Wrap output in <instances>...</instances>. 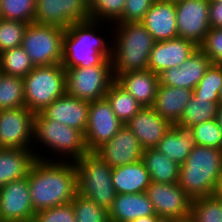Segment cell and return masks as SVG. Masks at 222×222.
Returning a JSON list of instances; mask_svg holds the SVG:
<instances>
[{
	"label": "cell",
	"instance_id": "cell-36",
	"mask_svg": "<svg viewBox=\"0 0 222 222\" xmlns=\"http://www.w3.org/2000/svg\"><path fill=\"white\" fill-rule=\"evenodd\" d=\"M72 206L76 222H110L108 211L82 194H76Z\"/></svg>",
	"mask_w": 222,
	"mask_h": 222
},
{
	"label": "cell",
	"instance_id": "cell-47",
	"mask_svg": "<svg viewBox=\"0 0 222 222\" xmlns=\"http://www.w3.org/2000/svg\"><path fill=\"white\" fill-rule=\"evenodd\" d=\"M178 220L172 218H159L158 222H177Z\"/></svg>",
	"mask_w": 222,
	"mask_h": 222
},
{
	"label": "cell",
	"instance_id": "cell-28",
	"mask_svg": "<svg viewBox=\"0 0 222 222\" xmlns=\"http://www.w3.org/2000/svg\"><path fill=\"white\" fill-rule=\"evenodd\" d=\"M142 161L147 168L151 181L158 183H177L180 165L171 161L155 148L146 149L142 154Z\"/></svg>",
	"mask_w": 222,
	"mask_h": 222
},
{
	"label": "cell",
	"instance_id": "cell-41",
	"mask_svg": "<svg viewBox=\"0 0 222 222\" xmlns=\"http://www.w3.org/2000/svg\"><path fill=\"white\" fill-rule=\"evenodd\" d=\"M33 222H76L72 202L35 213Z\"/></svg>",
	"mask_w": 222,
	"mask_h": 222
},
{
	"label": "cell",
	"instance_id": "cell-10",
	"mask_svg": "<svg viewBox=\"0 0 222 222\" xmlns=\"http://www.w3.org/2000/svg\"><path fill=\"white\" fill-rule=\"evenodd\" d=\"M35 114L25 106L0 110L1 147L32 149Z\"/></svg>",
	"mask_w": 222,
	"mask_h": 222
},
{
	"label": "cell",
	"instance_id": "cell-19",
	"mask_svg": "<svg viewBox=\"0 0 222 222\" xmlns=\"http://www.w3.org/2000/svg\"><path fill=\"white\" fill-rule=\"evenodd\" d=\"M209 58L198 48L180 67L159 73L160 85L193 90L210 67Z\"/></svg>",
	"mask_w": 222,
	"mask_h": 222
},
{
	"label": "cell",
	"instance_id": "cell-34",
	"mask_svg": "<svg viewBox=\"0 0 222 222\" xmlns=\"http://www.w3.org/2000/svg\"><path fill=\"white\" fill-rule=\"evenodd\" d=\"M190 219L193 222H222V200L215 195L192 200Z\"/></svg>",
	"mask_w": 222,
	"mask_h": 222
},
{
	"label": "cell",
	"instance_id": "cell-52",
	"mask_svg": "<svg viewBox=\"0 0 222 222\" xmlns=\"http://www.w3.org/2000/svg\"><path fill=\"white\" fill-rule=\"evenodd\" d=\"M210 1H218V2H222V0H210Z\"/></svg>",
	"mask_w": 222,
	"mask_h": 222
},
{
	"label": "cell",
	"instance_id": "cell-44",
	"mask_svg": "<svg viewBox=\"0 0 222 222\" xmlns=\"http://www.w3.org/2000/svg\"><path fill=\"white\" fill-rule=\"evenodd\" d=\"M159 218L160 217L158 215H150V216H144V217L137 218V219L132 220L130 222H158Z\"/></svg>",
	"mask_w": 222,
	"mask_h": 222
},
{
	"label": "cell",
	"instance_id": "cell-39",
	"mask_svg": "<svg viewBox=\"0 0 222 222\" xmlns=\"http://www.w3.org/2000/svg\"><path fill=\"white\" fill-rule=\"evenodd\" d=\"M190 128L194 132L196 145L222 149V129L216 119L202 122Z\"/></svg>",
	"mask_w": 222,
	"mask_h": 222
},
{
	"label": "cell",
	"instance_id": "cell-7",
	"mask_svg": "<svg viewBox=\"0 0 222 222\" xmlns=\"http://www.w3.org/2000/svg\"><path fill=\"white\" fill-rule=\"evenodd\" d=\"M23 82L25 107L34 113L66 94V73L62 64L36 66Z\"/></svg>",
	"mask_w": 222,
	"mask_h": 222
},
{
	"label": "cell",
	"instance_id": "cell-4",
	"mask_svg": "<svg viewBox=\"0 0 222 222\" xmlns=\"http://www.w3.org/2000/svg\"><path fill=\"white\" fill-rule=\"evenodd\" d=\"M33 142L32 149H34L33 152L39 160H60L62 162H69L70 160V162H75L88 153L83 132L57 121L46 119L40 113L35 114ZM42 146L45 148H42ZM38 148H42L43 150H37ZM46 149L50 150L51 154L50 151L48 154ZM42 151L43 153L45 151V154L47 153L46 155L48 156L46 157L45 154L42 155ZM52 154H54L53 157L55 156L54 159L52 156L50 157ZM56 156L59 157L56 158Z\"/></svg>",
	"mask_w": 222,
	"mask_h": 222
},
{
	"label": "cell",
	"instance_id": "cell-11",
	"mask_svg": "<svg viewBox=\"0 0 222 222\" xmlns=\"http://www.w3.org/2000/svg\"><path fill=\"white\" fill-rule=\"evenodd\" d=\"M123 126L106 97L90 102L84 133L88 152H95L112 139Z\"/></svg>",
	"mask_w": 222,
	"mask_h": 222
},
{
	"label": "cell",
	"instance_id": "cell-49",
	"mask_svg": "<svg viewBox=\"0 0 222 222\" xmlns=\"http://www.w3.org/2000/svg\"><path fill=\"white\" fill-rule=\"evenodd\" d=\"M177 222H193L190 218L184 220H178Z\"/></svg>",
	"mask_w": 222,
	"mask_h": 222
},
{
	"label": "cell",
	"instance_id": "cell-14",
	"mask_svg": "<svg viewBox=\"0 0 222 222\" xmlns=\"http://www.w3.org/2000/svg\"><path fill=\"white\" fill-rule=\"evenodd\" d=\"M210 0H181L176 5L178 37L199 46L210 29Z\"/></svg>",
	"mask_w": 222,
	"mask_h": 222
},
{
	"label": "cell",
	"instance_id": "cell-35",
	"mask_svg": "<svg viewBox=\"0 0 222 222\" xmlns=\"http://www.w3.org/2000/svg\"><path fill=\"white\" fill-rule=\"evenodd\" d=\"M1 19L34 22L36 0H0Z\"/></svg>",
	"mask_w": 222,
	"mask_h": 222
},
{
	"label": "cell",
	"instance_id": "cell-45",
	"mask_svg": "<svg viewBox=\"0 0 222 222\" xmlns=\"http://www.w3.org/2000/svg\"><path fill=\"white\" fill-rule=\"evenodd\" d=\"M214 195L222 200V176L218 180L216 191H215Z\"/></svg>",
	"mask_w": 222,
	"mask_h": 222
},
{
	"label": "cell",
	"instance_id": "cell-18",
	"mask_svg": "<svg viewBox=\"0 0 222 222\" xmlns=\"http://www.w3.org/2000/svg\"><path fill=\"white\" fill-rule=\"evenodd\" d=\"M197 49L198 46L195 43L181 37L155 42L150 54L148 70L159 74L164 70L180 67Z\"/></svg>",
	"mask_w": 222,
	"mask_h": 222
},
{
	"label": "cell",
	"instance_id": "cell-13",
	"mask_svg": "<svg viewBox=\"0 0 222 222\" xmlns=\"http://www.w3.org/2000/svg\"><path fill=\"white\" fill-rule=\"evenodd\" d=\"M88 20L89 8L82 0H36L35 23L66 30L73 23Z\"/></svg>",
	"mask_w": 222,
	"mask_h": 222
},
{
	"label": "cell",
	"instance_id": "cell-51",
	"mask_svg": "<svg viewBox=\"0 0 222 222\" xmlns=\"http://www.w3.org/2000/svg\"><path fill=\"white\" fill-rule=\"evenodd\" d=\"M164 1H169V2H174V3H176V2L181 1V0H164Z\"/></svg>",
	"mask_w": 222,
	"mask_h": 222
},
{
	"label": "cell",
	"instance_id": "cell-46",
	"mask_svg": "<svg viewBox=\"0 0 222 222\" xmlns=\"http://www.w3.org/2000/svg\"><path fill=\"white\" fill-rule=\"evenodd\" d=\"M216 120L220 128L222 129V105H219L217 110Z\"/></svg>",
	"mask_w": 222,
	"mask_h": 222
},
{
	"label": "cell",
	"instance_id": "cell-43",
	"mask_svg": "<svg viewBox=\"0 0 222 222\" xmlns=\"http://www.w3.org/2000/svg\"><path fill=\"white\" fill-rule=\"evenodd\" d=\"M209 22L210 27L222 28V2L210 1Z\"/></svg>",
	"mask_w": 222,
	"mask_h": 222
},
{
	"label": "cell",
	"instance_id": "cell-5",
	"mask_svg": "<svg viewBox=\"0 0 222 222\" xmlns=\"http://www.w3.org/2000/svg\"><path fill=\"white\" fill-rule=\"evenodd\" d=\"M222 176V149L196 145L180 165L178 184L192 199L214 195Z\"/></svg>",
	"mask_w": 222,
	"mask_h": 222
},
{
	"label": "cell",
	"instance_id": "cell-8",
	"mask_svg": "<svg viewBox=\"0 0 222 222\" xmlns=\"http://www.w3.org/2000/svg\"><path fill=\"white\" fill-rule=\"evenodd\" d=\"M66 93L87 102L105 98L107 90L115 81L111 59L98 66L65 68Z\"/></svg>",
	"mask_w": 222,
	"mask_h": 222
},
{
	"label": "cell",
	"instance_id": "cell-40",
	"mask_svg": "<svg viewBox=\"0 0 222 222\" xmlns=\"http://www.w3.org/2000/svg\"><path fill=\"white\" fill-rule=\"evenodd\" d=\"M198 48L209 58L211 64L222 65V28L210 27Z\"/></svg>",
	"mask_w": 222,
	"mask_h": 222
},
{
	"label": "cell",
	"instance_id": "cell-3",
	"mask_svg": "<svg viewBox=\"0 0 222 222\" xmlns=\"http://www.w3.org/2000/svg\"><path fill=\"white\" fill-rule=\"evenodd\" d=\"M111 35L114 79L130 71L148 70L155 40L141 22L114 23Z\"/></svg>",
	"mask_w": 222,
	"mask_h": 222
},
{
	"label": "cell",
	"instance_id": "cell-48",
	"mask_svg": "<svg viewBox=\"0 0 222 222\" xmlns=\"http://www.w3.org/2000/svg\"><path fill=\"white\" fill-rule=\"evenodd\" d=\"M84 3H85V5L89 8L92 4H93V2L95 1V0H82Z\"/></svg>",
	"mask_w": 222,
	"mask_h": 222
},
{
	"label": "cell",
	"instance_id": "cell-15",
	"mask_svg": "<svg viewBox=\"0 0 222 222\" xmlns=\"http://www.w3.org/2000/svg\"><path fill=\"white\" fill-rule=\"evenodd\" d=\"M34 217L28 176L11 181L0 188L1 222H33Z\"/></svg>",
	"mask_w": 222,
	"mask_h": 222
},
{
	"label": "cell",
	"instance_id": "cell-37",
	"mask_svg": "<svg viewBox=\"0 0 222 222\" xmlns=\"http://www.w3.org/2000/svg\"><path fill=\"white\" fill-rule=\"evenodd\" d=\"M126 0H95L89 7V18L93 21L114 24L123 14Z\"/></svg>",
	"mask_w": 222,
	"mask_h": 222
},
{
	"label": "cell",
	"instance_id": "cell-26",
	"mask_svg": "<svg viewBox=\"0 0 222 222\" xmlns=\"http://www.w3.org/2000/svg\"><path fill=\"white\" fill-rule=\"evenodd\" d=\"M36 160L33 149H0V188L28 176Z\"/></svg>",
	"mask_w": 222,
	"mask_h": 222
},
{
	"label": "cell",
	"instance_id": "cell-27",
	"mask_svg": "<svg viewBox=\"0 0 222 222\" xmlns=\"http://www.w3.org/2000/svg\"><path fill=\"white\" fill-rule=\"evenodd\" d=\"M112 181L117 194L146 192L150 174L142 160L112 168Z\"/></svg>",
	"mask_w": 222,
	"mask_h": 222
},
{
	"label": "cell",
	"instance_id": "cell-16",
	"mask_svg": "<svg viewBox=\"0 0 222 222\" xmlns=\"http://www.w3.org/2000/svg\"><path fill=\"white\" fill-rule=\"evenodd\" d=\"M143 147L134 133L125 125L94 153L111 168L142 160Z\"/></svg>",
	"mask_w": 222,
	"mask_h": 222
},
{
	"label": "cell",
	"instance_id": "cell-20",
	"mask_svg": "<svg viewBox=\"0 0 222 222\" xmlns=\"http://www.w3.org/2000/svg\"><path fill=\"white\" fill-rule=\"evenodd\" d=\"M139 140L144 150L155 148L173 124L152 107H144L125 125Z\"/></svg>",
	"mask_w": 222,
	"mask_h": 222
},
{
	"label": "cell",
	"instance_id": "cell-31",
	"mask_svg": "<svg viewBox=\"0 0 222 222\" xmlns=\"http://www.w3.org/2000/svg\"><path fill=\"white\" fill-rule=\"evenodd\" d=\"M34 67L22 46L14 47L0 53V72L2 73L24 78Z\"/></svg>",
	"mask_w": 222,
	"mask_h": 222
},
{
	"label": "cell",
	"instance_id": "cell-1",
	"mask_svg": "<svg viewBox=\"0 0 222 222\" xmlns=\"http://www.w3.org/2000/svg\"><path fill=\"white\" fill-rule=\"evenodd\" d=\"M30 200L34 212L72 202L78 193L74 162L37 159L28 174Z\"/></svg>",
	"mask_w": 222,
	"mask_h": 222
},
{
	"label": "cell",
	"instance_id": "cell-23",
	"mask_svg": "<svg viewBox=\"0 0 222 222\" xmlns=\"http://www.w3.org/2000/svg\"><path fill=\"white\" fill-rule=\"evenodd\" d=\"M192 96L193 90L159 84L152 108L162 118L167 119L174 125L182 117Z\"/></svg>",
	"mask_w": 222,
	"mask_h": 222
},
{
	"label": "cell",
	"instance_id": "cell-2",
	"mask_svg": "<svg viewBox=\"0 0 222 222\" xmlns=\"http://www.w3.org/2000/svg\"><path fill=\"white\" fill-rule=\"evenodd\" d=\"M105 23L109 26L108 22L105 21L88 20L73 23L65 30L61 63L64 68H89L100 65L105 59H111L112 39L110 38L111 41L109 42L106 35L101 36L100 32L97 31H104L106 28L103 27L102 29L100 26H107Z\"/></svg>",
	"mask_w": 222,
	"mask_h": 222
},
{
	"label": "cell",
	"instance_id": "cell-24",
	"mask_svg": "<svg viewBox=\"0 0 222 222\" xmlns=\"http://www.w3.org/2000/svg\"><path fill=\"white\" fill-rule=\"evenodd\" d=\"M108 213L110 222H130L140 217L156 215L145 192L117 194Z\"/></svg>",
	"mask_w": 222,
	"mask_h": 222
},
{
	"label": "cell",
	"instance_id": "cell-38",
	"mask_svg": "<svg viewBox=\"0 0 222 222\" xmlns=\"http://www.w3.org/2000/svg\"><path fill=\"white\" fill-rule=\"evenodd\" d=\"M29 23L0 19V53L22 45Z\"/></svg>",
	"mask_w": 222,
	"mask_h": 222
},
{
	"label": "cell",
	"instance_id": "cell-6",
	"mask_svg": "<svg viewBox=\"0 0 222 222\" xmlns=\"http://www.w3.org/2000/svg\"><path fill=\"white\" fill-rule=\"evenodd\" d=\"M74 164L78 193L109 211L117 195L112 181V168L94 152H88Z\"/></svg>",
	"mask_w": 222,
	"mask_h": 222
},
{
	"label": "cell",
	"instance_id": "cell-42",
	"mask_svg": "<svg viewBox=\"0 0 222 222\" xmlns=\"http://www.w3.org/2000/svg\"><path fill=\"white\" fill-rule=\"evenodd\" d=\"M155 0H126L122 16L115 23L141 22Z\"/></svg>",
	"mask_w": 222,
	"mask_h": 222
},
{
	"label": "cell",
	"instance_id": "cell-9",
	"mask_svg": "<svg viewBox=\"0 0 222 222\" xmlns=\"http://www.w3.org/2000/svg\"><path fill=\"white\" fill-rule=\"evenodd\" d=\"M64 33L63 28L32 22L21 46L35 67L61 64Z\"/></svg>",
	"mask_w": 222,
	"mask_h": 222
},
{
	"label": "cell",
	"instance_id": "cell-17",
	"mask_svg": "<svg viewBox=\"0 0 222 222\" xmlns=\"http://www.w3.org/2000/svg\"><path fill=\"white\" fill-rule=\"evenodd\" d=\"M90 102L64 94L39 112L44 118L57 121L85 133Z\"/></svg>",
	"mask_w": 222,
	"mask_h": 222
},
{
	"label": "cell",
	"instance_id": "cell-33",
	"mask_svg": "<svg viewBox=\"0 0 222 222\" xmlns=\"http://www.w3.org/2000/svg\"><path fill=\"white\" fill-rule=\"evenodd\" d=\"M222 89V65H213L206 70L203 78L193 89V94L197 98H205L208 101L220 102V92Z\"/></svg>",
	"mask_w": 222,
	"mask_h": 222
},
{
	"label": "cell",
	"instance_id": "cell-22",
	"mask_svg": "<svg viewBox=\"0 0 222 222\" xmlns=\"http://www.w3.org/2000/svg\"><path fill=\"white\" fill-rule=\"evenodd\" d=\"M115 81L143 108L152 107L159 87V74L151 70L130 71L119 75Z\"/></svg>",
	"mask_w": 222,
	"mask_h": 222
},
{
	"label": "cell",
	"instance_id": "cell-21",
	"mask_svg": "<svg viewBox=\"0 0 222 222\" xmlns=\"http://www.w3.org/2000/svg\"><path fill=\"white\" fill-rule=\"evenodd\" d=\"M141 23L156 42L178 37L174 2L155 0Z\"/></svg>",
	"mask_w": 222,
	"mask_h": 222
},
{
	"label": "cell",
	"instance_id": "cell-12",
	"mask_svg": "<svg viewBox=\"0 0 222 222\" xmlns=\"http://www.w3.org/2000/svg\"><path fill=\"white\" fill-rule=\"evenodd\" d=\"M160 218L184 220L190 218L192 199L177 183L151 181L145 192Z\"/></svg>",
	"mask_w": 222,
	"mask_h": 222
},
{
	"label": "cell",
	"instance_id": "cell-29",
	"mask_svg": "<svg viewBox=\"0 0 222 222\" xmlns=\"http://www.w3.org/2000/svg\"><path fill=\"white\" fill-rule=\"evenodd\" d=\"M105 97L111 104L115 115L124 125L143 108L116 81L110 85Z\"/></svg>",
	"mask_w": 222,
	"mask_h": 222
},
{
	"label": "cell",
	"instance_id": "cell-32",
	"mask_svg": "<svg viewBox=\"0 0 222 222\" xmlns=\"http://www.w3.org/2000/svg\"><path fill=\"white\" fill-rule=\"evenodd\" d=\"M24 106L23 78L0 72V110Z\"/></svg>",
	"mask_w": 222,
	"mask_h": 222
},
{
	"label": "cell",
	"instance_id": "cell-50",
	"mask_svg": "<svg viewBox=\"0 0 222 222\" xmlns=\"http://www.w3.org/2000/svg\"><path fill=\"white\" fill-rule=\"evenodd\" d=\"M219 105H222V89H221V92H220V102H219Z\"/></svg>",
	"mask_w": 222,
	"mask_h": 222
},
{
	"label": "cell",
	"instance_id": "cell-30",
	"mask_svg": "<svg viewBox=\"0 0 222 222\" xmlns=\"http://www.w3.org/2000/svg\"><path fill=\"white\" fill-rule=\"evenodd\" d=\"M218 107L219 104L216 102L208 101L205 98H197L193 94L177 125L192 127L216 119Z\"/></svg>",
	"mask_w": 222,
	"mask_h": 222
},
{
	"label": "cell",
	"instance_id": "cell-25",
	"mask_svg": "<svg viewBox=\"0 0 222 222\" xmlns=\"http://www.w3.org/2000/svg\"><path fill=\"white\" fill-rule=\"evenodd\" d=\"M195 135L190 127L174 124L156 145L155 149L162 152L171 161L181 165L194 149Z\"/></svg>",
	"mask_w": 222,
	"mask_h": 222
}]
</instances>
